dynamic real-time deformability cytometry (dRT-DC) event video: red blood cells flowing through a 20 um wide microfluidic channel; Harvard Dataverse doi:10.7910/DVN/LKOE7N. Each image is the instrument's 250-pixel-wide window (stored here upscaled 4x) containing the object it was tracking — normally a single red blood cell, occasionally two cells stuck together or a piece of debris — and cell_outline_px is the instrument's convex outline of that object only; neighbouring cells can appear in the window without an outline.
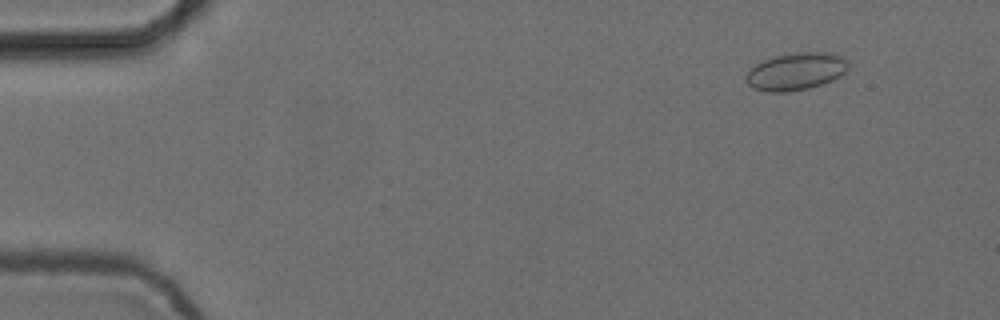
{"species": "common noctule bat (a hibernating species)", "species_latin": "Nyctalus noctula", "temperature_condition": "cold", "stored_images_in_passage": 7, "camera_frame_rate_fps": 3000, "um_per_image_px": 0.085, "animal": {"sex": "female", "body_mass_g": 24.6, "forearm_length_mm": 56.2}, "frame": {"image": 1, "passage_image": 2, "time_ms": 0.333, "image_size_px": [1000, 320], "cell_outline_px": [[848, 68], [840, 76], [832, 80], [808, 88], [788, 92], [768, 92], [752, 88], [744, 80], [744, 76], [756, 64], [764, 60], [776, 56], [792, 52], [832, 52], [844, 56], [848, 60]], "centroid_in_image_um": [67.66, 6.06], "position_along_channel_um": 17.3, "area_um2": 22.48}}
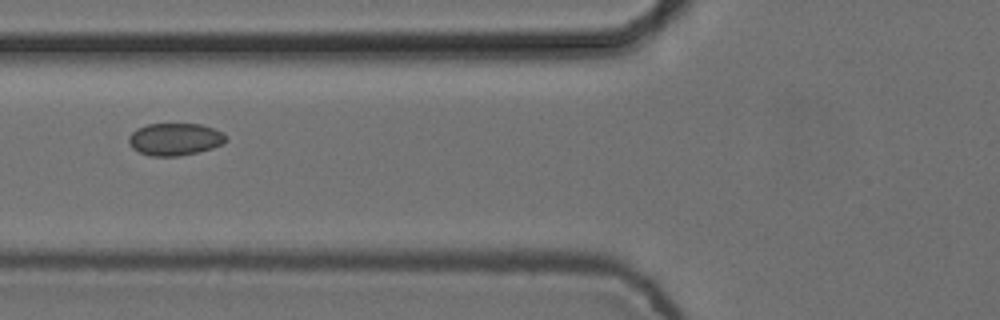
{"frame": {"image": 2, "passage_image": 6, "time_ms": 1.667, "image_size_px": [1000, 320], "cell_outline_px": [[228, 140], [224, 144], [212, 148], [180, 156], [152, 156], [140, 152], [132, 148], [128, 140], [128, 136], [136, 128], [148, 124], [200, 124], [212, 128], [228, 136]], "centroid_in_image_um": [14.87, 11.83], "position_along_channel_um": 110.9, "area_um2": 18.32}}
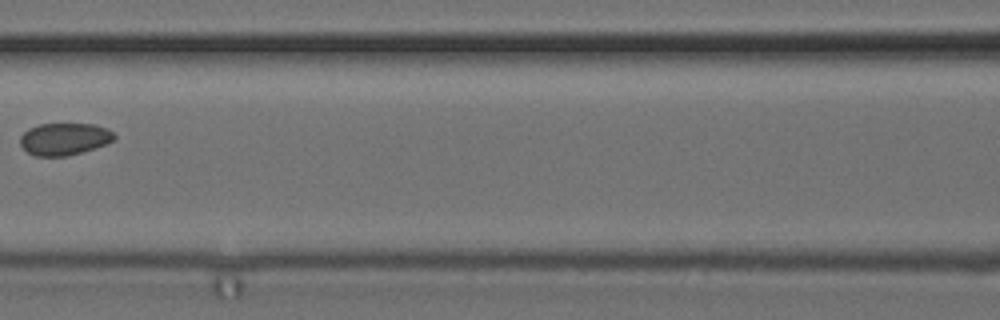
{"frame": {"image": 3, "passage_image": 7, "time_ms": 2.0, "image_size_px": [1000, 320], "cell_outline_px": [[116, 140], [80, 152], [64, 156], [36, 156], [28, 152], [20, 144], [20, 136], [28, 128], [40, 124], [92, 124], [108, 128], [116, 136]], "centroid_in_image_um": [5.46, 11.8], "position_along_channel_um": 161.1, "area_um2": 17.46}}